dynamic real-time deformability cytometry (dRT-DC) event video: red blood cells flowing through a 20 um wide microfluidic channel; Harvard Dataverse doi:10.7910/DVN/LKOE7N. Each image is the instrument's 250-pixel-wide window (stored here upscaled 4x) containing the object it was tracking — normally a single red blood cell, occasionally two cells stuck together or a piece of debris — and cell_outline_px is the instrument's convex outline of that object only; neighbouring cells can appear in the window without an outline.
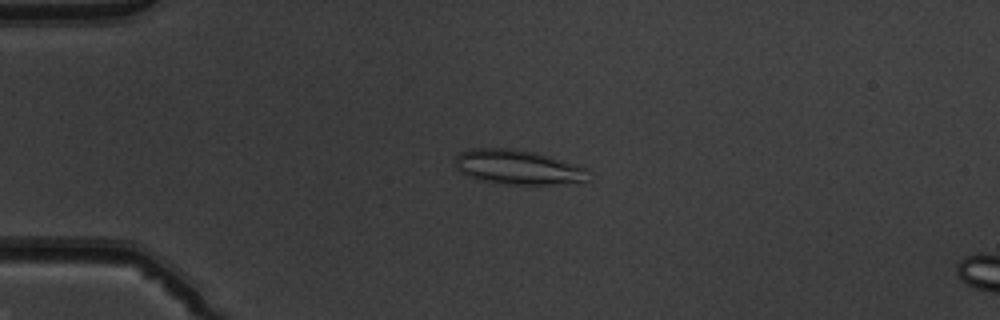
{"species": "common noctule bat (a hibernating species)", "species_latin": "Nyctalus noctula", "temperature_condition": "warm", "stored_images_in_passage": 16, "camera_frame_rate_fps": 3000, "um_per_image_px": 0.085, "animal": {"sex": "male", "body_mass_g": 19.5, "forearm_length_mm": 54.6}, "frame": {"image": 1, "passage_image": 12, "time_ms": 3.667, "image_size_px": [1000, 320], "cell_outline_px": [[588, 180], [584, 184], [504, 184], [476, 180], [460, 172], [456, 168], [456, 156], [460, 152], [472, 148], [512, 148], [532, 152], [548, 156], [576, 164], [588, 168]], "centroid_in_image_um": [44.06, 14.23], "position_along_channel_um": 40.9, "area_um2": 27.22}}